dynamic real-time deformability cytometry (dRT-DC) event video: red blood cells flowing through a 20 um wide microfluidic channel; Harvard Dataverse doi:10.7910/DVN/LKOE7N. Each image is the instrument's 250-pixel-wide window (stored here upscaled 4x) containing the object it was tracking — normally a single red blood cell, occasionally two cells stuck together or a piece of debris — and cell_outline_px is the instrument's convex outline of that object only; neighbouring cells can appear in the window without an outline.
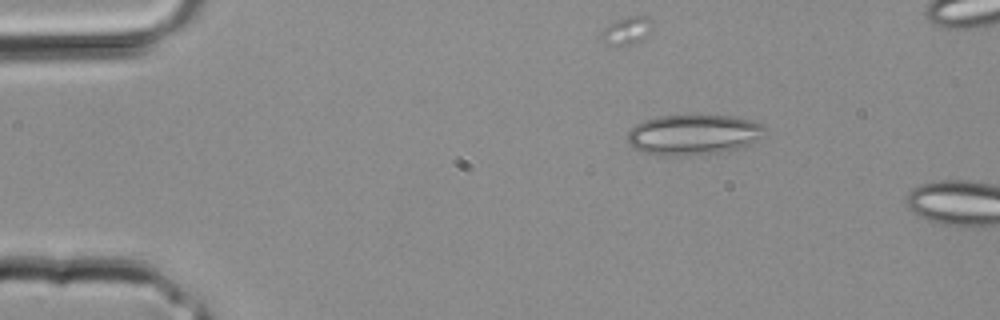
{"species": "common noctule bat (a hibernating species)", "species_latin": "Nyctalus noctula", "temperature_condition": "room temperature", "stored_images_in_passage": 4, "segment_of_instrument_passage": [2, 2], "camera_frame_rate_fps": 3000, "um_per_image_px": 0.085, "animal": {"sex": "male", "body_mass_g": 20.4}, "frame": {"image": 1, "passage_image": 4, "time_ms": 1.0, "image_size_px": [1000, 320], "cell_outline_px": [[768, 128], [756, 140], [740, 148], [720, 152], [676, 156], [640, 152], [632, 148], [628, 144], [628, 132], [636, 124], [644, 120], [656, 116], [692, 112], [732, 116], [764, 124]], "centroid_in_image_um": [58.91, 11.39], "position_along_channel_um": 26.1, "area_um2": 33.18}}